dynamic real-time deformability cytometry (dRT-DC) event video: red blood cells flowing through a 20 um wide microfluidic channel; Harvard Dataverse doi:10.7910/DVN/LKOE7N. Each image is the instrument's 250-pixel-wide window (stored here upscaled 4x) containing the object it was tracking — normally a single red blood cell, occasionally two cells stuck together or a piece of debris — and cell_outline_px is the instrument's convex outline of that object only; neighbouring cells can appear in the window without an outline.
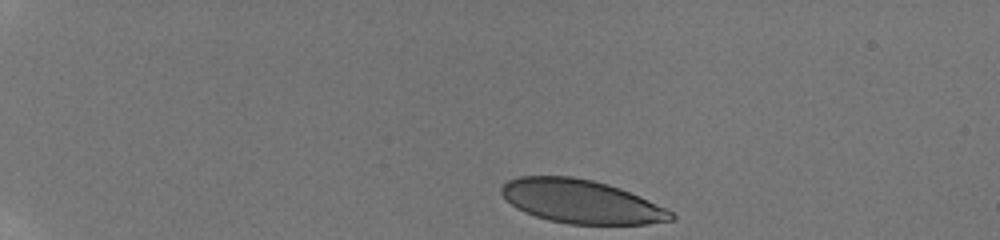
{"species": "human", "species_latin": "Homo sapiens", "temperature_condition": "room temperature", "stored_images_in_passage": 17, "camera_frame_rate_fps": 3000, "um_per_image_px": 0.085, "donor": {"sex": "male"}, "frame": {"image": 1, "passage_image": 1, "time_ms": 0.0, "image_size_px": [1000, 240], "cell_outline_px": [[676, 220], [648, 224], [568, 224], [548, 220], [524, 212], [516, 208], [500, 192], [500, 188], [508, 180], [520, 176], [572, 176], [592, 180], [608, 184], [620, 188], [640, 196], [672, 212], [676, 216]], "centroid_in_image_um": [49.41, 17.13], "position_along_channel_um": 35.6, "area_um2": 43.0}}
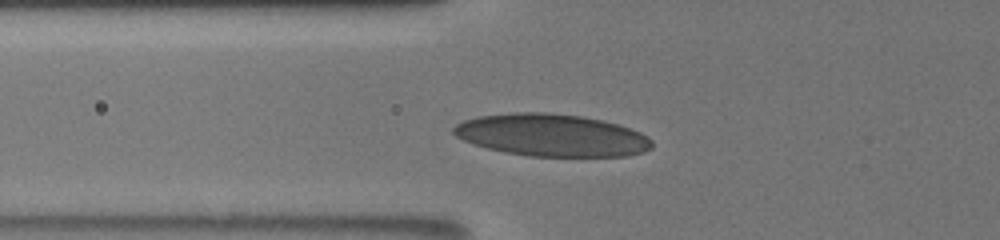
{"frame": {"image": 2, "passage_image": 13, "time_ms": 3.667, "image_size_px": [1000, 240], "cell_outline_px": [[652, 148], [644, 152], [628, 156], [528, 156], [488, 148], [464, 140], [456, 136], [452, 132], [452, 128], [456, 124], [464, 120], [480, 116], [512, 112], [544, 112], [580, 116], [604, 120], [640, 132], [648, 136], [652, 140]], "centroid_in_image_um": [46.91, 11.49], "position_along_channel_um": 78.9, "area_um2": 48.73}}
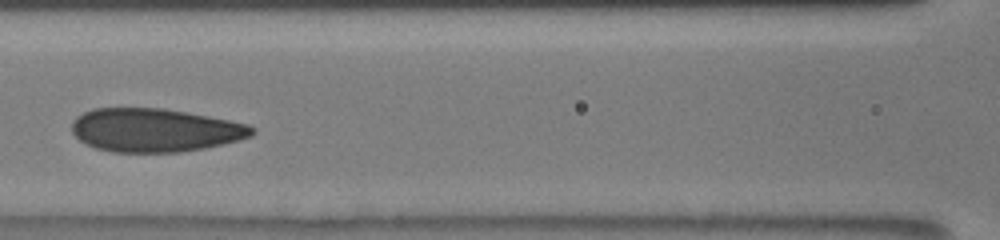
{"frame": {"image": 3, "passage_image": 16, "time_ms": 5.667, "image_size_px": [1000, 240], "cell_outline_px": [[256, 132], [252, 136], [224, 144], [204, 148], [180, 152], [112, 152], [96, 148], [84, 144], [72, 132], [72, 120], [76, 116], [92, 108], [164, 108], [208, 116], [248, 124], [256, 128]], "centroid_in_image_um": [13.16, 11.06], "position_along_channel_um": 153.4, "area_um2": 45.84}}